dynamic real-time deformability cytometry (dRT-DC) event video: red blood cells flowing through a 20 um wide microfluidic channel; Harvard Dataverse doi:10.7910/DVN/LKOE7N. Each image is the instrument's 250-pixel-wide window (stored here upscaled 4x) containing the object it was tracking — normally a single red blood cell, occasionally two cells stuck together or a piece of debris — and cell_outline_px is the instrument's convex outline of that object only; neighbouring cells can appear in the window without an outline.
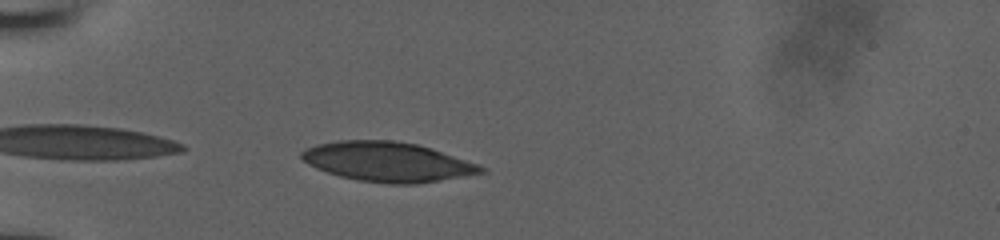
{"species": "human", "species_latin": "Homo sapiens", "temperature_condition": "room temperature", "stored_images_in_passage": 16, "camera_frame_rate_fps": 3000, "um_per_image_px": 0.085, "donor": {"sex": "male"}, "frame": {"image": 1, "passage_image": 4, "time_ms": 1.0, "image_size_px": [1000, 240], "cell_outline_px": [[488, 172], [416, 184], [388, 184], [356, 180], [340, 176], [316, 168], [308, 164], [300, 156], [300, 152], [316, 144], [336, 140], [392, 140], [416, 144], [432, 148], [480, 164], [488, 168]], "centroid_in_image_um": [32.98, 13.75], "position_along_channel_um": 52.0, "area_um2": 41.67}}
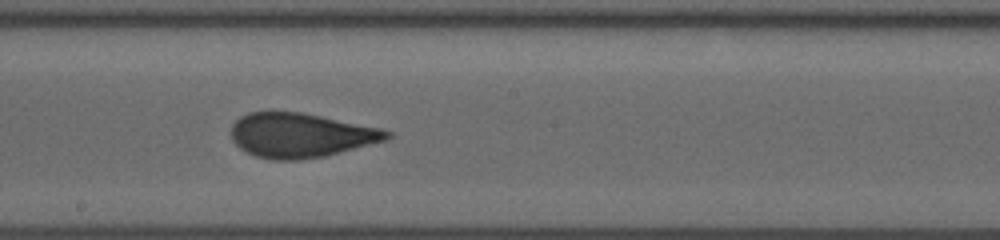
{"frame": {"image": 2, "passage_image": 9, "time_ms": 2.667, "image_size_px": [1000, 240], "cell_outline_px": [[392, 136], [388, 140], [324, 156], [300, 160], [272, 160], [256, 156], [240, 148], [232, 140], [232, 124], [240, 116], [248, 112], [300, 112], [384, 128], [392, 132]], "centroid_in_image_um": [25.59, 11.49], "position_along_channel_um": 222.6, "area_um2": 40.4}}
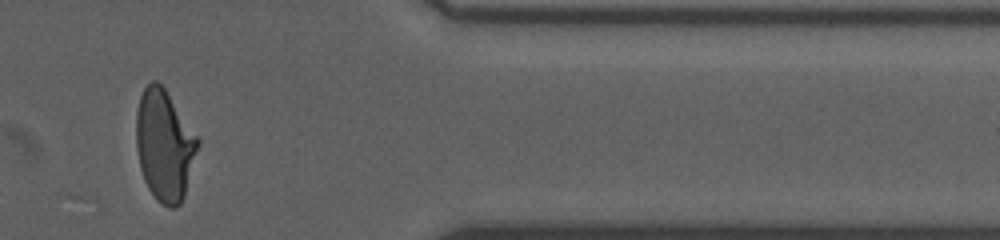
{"frame": {"image": 3, "passage_image": 14, "time_ms": 4.333, "image_size_px": [1000, 240], "cell_outline_px": [[200, 144], [184, 196], [180, 204], [176, 208], [168, 208], [160, 204], [156, 200], [148, 188], [144, 180], [140, 168], [136, 148], [136, 112], [140, 96], [144, 88], [152, 80], [156, 80], [164, 88], [200, 140]], "centroid_in_image_um": [13.97, 12.38], "position_along_channel_um": 397.4, "area_um2": 39.94}}